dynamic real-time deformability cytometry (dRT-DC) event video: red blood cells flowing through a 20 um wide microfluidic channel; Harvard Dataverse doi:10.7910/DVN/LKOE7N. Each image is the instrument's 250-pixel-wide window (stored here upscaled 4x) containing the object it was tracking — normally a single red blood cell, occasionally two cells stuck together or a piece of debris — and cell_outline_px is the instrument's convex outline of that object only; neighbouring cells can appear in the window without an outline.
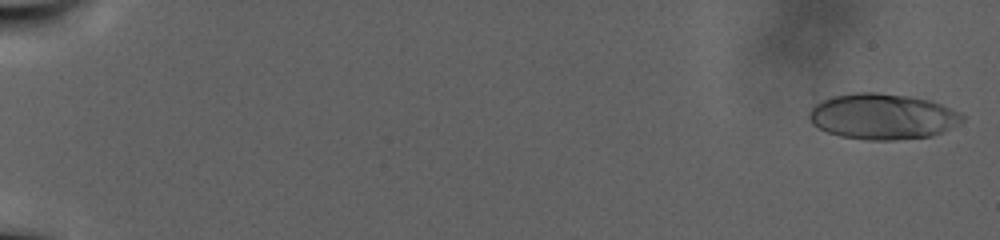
{"species": "human", "species_latin": "Homo sapiens", "temperature_condition": "warm", "stored_images_in_passage": 110, "camera_frame_rate_fps": 3000, "um_per_image_px": 0.085, "donor": {"sex": "male"}, "frame": {"image": 1, "passage_image": 3, "time_ms": 0.667, "image_size_px": [1000, 240], "cell_outline_px": [[964, 120], [944, 132], [932, 136], [896, 140], [864, 140], [840, 136], [828, 132], [812, 124], [808, 116], [808, 112], [816, 104], [824, 100], [836, 96], [856, 92], [876, 92], [908, 96], [928, 100], [940, 104], [960, 112], [964, 116]], "centroid_in_image_um": [75.03, 9.91], "position_along_channel_um": 10.0, "area_um2": 40.75}}
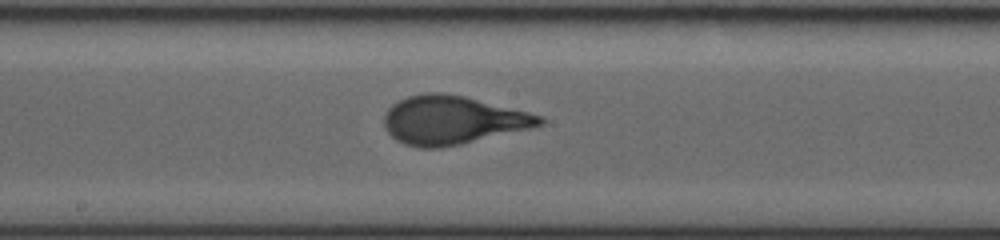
{"frame": {"image": 2, "passage_image": 64, "time_ms": 21.0, "image_size_px": [1000, 240], "cell_outline_px": [[544, 124], [528, 128], [460, 144], [440, 148], [420, 148], [404, 144], [396, 140], [384, 128], [384, 116], [388, 108], [392, 104], [408, 96], [424, 92], [444, 92], [464, 96], [544, 116]], "centroid_in_image_um": [38.41, 10.2], "position_along_channel_um": 209.8, "area_um2": 43.7}}
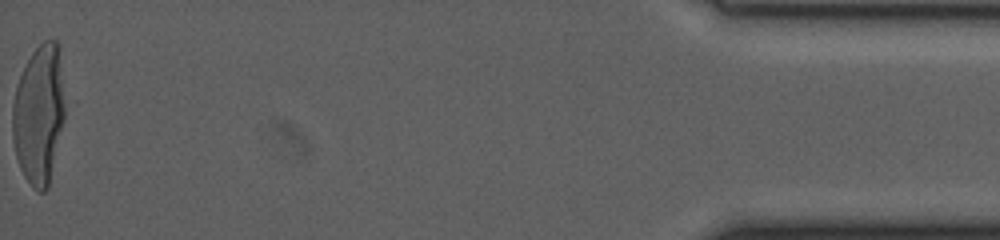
{"frame": {"image": 3, "passage_image": 110, "time_ms": 36.333, "image_size_px": [1000, 240], "cell_outline_px": [[64, 120], [48, 188], [44, 192], [40, 192], [32, 188], [24, 176], [20, 168], [16, 156], [12, 136], [12, 104], [16, 84], [32, 52], [44, 40], [56, 40], [60, 44], [64, 104]], "centroid_in_image_um": [3.31, 9.71], "position_along_channel_um": 431.9, "area_um2": 42.83}}